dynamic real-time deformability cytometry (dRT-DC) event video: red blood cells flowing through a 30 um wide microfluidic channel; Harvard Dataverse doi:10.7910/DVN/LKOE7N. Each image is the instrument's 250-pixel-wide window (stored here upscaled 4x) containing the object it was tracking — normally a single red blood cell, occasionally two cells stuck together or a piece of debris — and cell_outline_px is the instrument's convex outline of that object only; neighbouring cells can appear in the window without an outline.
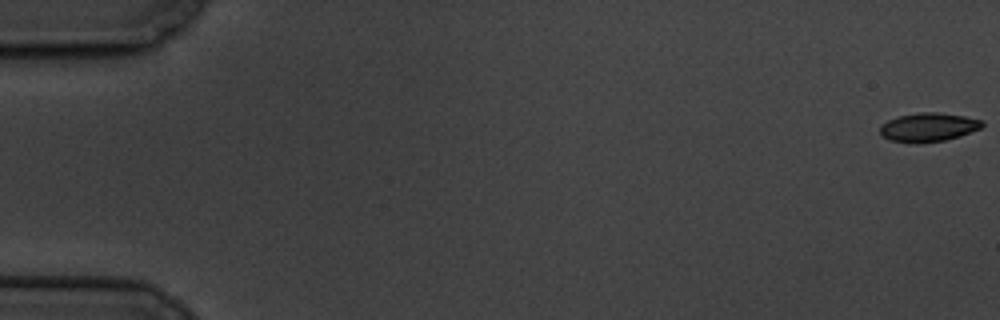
{"species": "common noctule bat (a hibernating species)", "species_latin": "Nyctalus noctula", "temperature_condition": "cold", "stored_images_in_passage": 5, "camera_frame_rate_fps": 3000, "um_per_image_px": 0.085, "animal": {"sex": "male", "body_mass_g": 19.5, "forearm_length_mm": 54.6}, "frame": {"image": 1, "passage_image": 1, "time_ms": 0.0, "image_size_px": [1000, 320], "cell_outline_px": [[984, 124], [980, 128], [960, 136], [944, 140], [916, 144], [892, 140], [884, 136], [880, 132], [880, 128], [888, 120], [900, 116], [920, 112], [936, 112], [964, 116], [984, 120]], "centroid_in_image_um": [78.95, 10.81], "position_along_channel_um": 6.1, "area_um2": 16.94}}
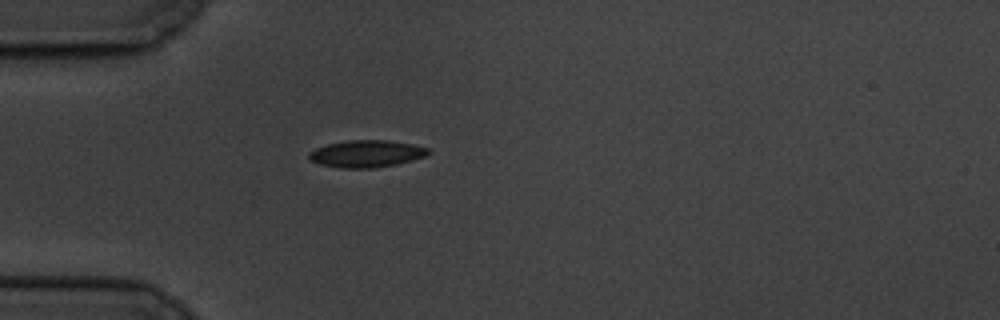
{"frame": {"image": 2, "passage_image": 5, "time_ms": 5.667, "image_size_px": [1000, 320], "cell_outline_px": [[432, 152], [424, 156], [412, 160], [396, 164], [372, 168], [340, 168], [320, 164], [312, 160], [308, 156], [308, 152], [316, 148], [328, 144], [348, 140], [388, 140], [412, 144], [428, 148]], "centroid_in_image_um": [31.15, 13.06], "position_along_channel_um": 53.8, "area_um2": 18.73}}